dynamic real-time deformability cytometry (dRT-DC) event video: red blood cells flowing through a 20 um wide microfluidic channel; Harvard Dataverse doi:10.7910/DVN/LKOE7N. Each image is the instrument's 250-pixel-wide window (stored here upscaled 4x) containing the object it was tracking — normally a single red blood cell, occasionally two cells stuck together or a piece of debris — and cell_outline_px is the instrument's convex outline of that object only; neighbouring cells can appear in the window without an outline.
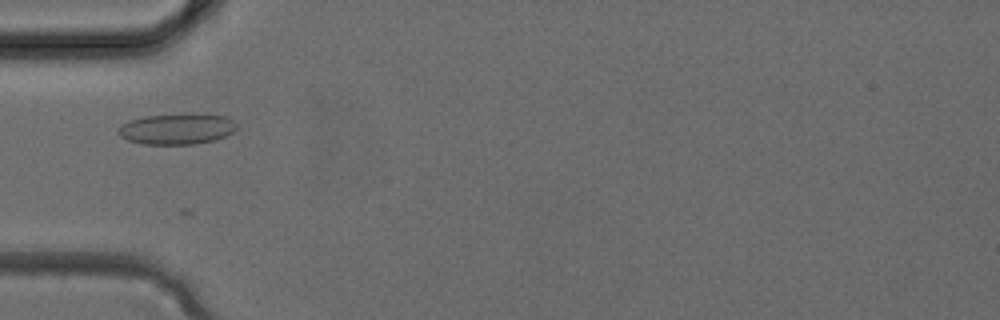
{"species": "common noctule bat (a hibernating species)", "species_latin": "Nyctalus noctula", "temperature_condition": "cold", "stored_images_in_passage": 5, "camera_frame_rate_fps": 3000, "um_per_image_px": 0.085, "animal": {"sex": "female", "body_mass_g": 24.6, "forearm_length_mm": 56.2}, "frame": {"image": 1, "passage_image": 5, "time_ms": 1.333, "image_size_px": [1000, 320], "cell_outline_px": [[236, 128], [232, 132], [216, 140], [196, 144], [140, 144], [128, 140], [120, 136], [116, 132], [116, 128], [120, 124], [128, 120], [144, 116], [188, 112], [192, 112], [228, 116], [236, 124]], "centroid_in_image_um": [15.0, 10.93], "position_along_channel_um": 70.0, "area_um2": 22.02}}